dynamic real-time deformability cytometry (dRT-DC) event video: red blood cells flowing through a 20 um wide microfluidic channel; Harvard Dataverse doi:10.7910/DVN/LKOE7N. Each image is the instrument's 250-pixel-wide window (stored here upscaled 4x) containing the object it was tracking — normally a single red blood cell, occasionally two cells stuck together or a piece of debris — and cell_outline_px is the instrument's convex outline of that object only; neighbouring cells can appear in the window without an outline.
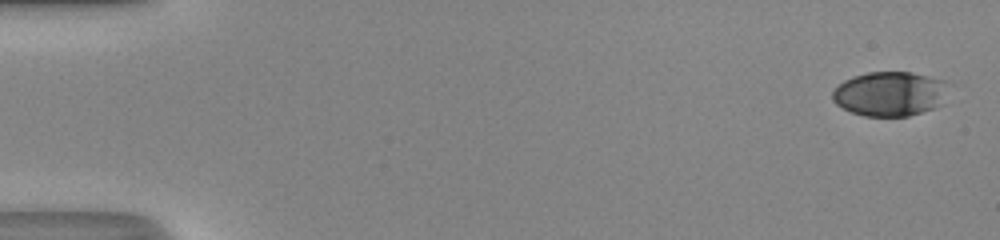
{"species": "human", "species_latin": "Homo sapiens", "temperature_condition": "room temperature", "stored_images_in_passage": 50, "camera_frame_rate_fps": 3000, "um_per_image_px": 0.085, "donor": {"sex": "male"}, "frame": {"image": 1, "passage_image": 1, "time_ms": 0.0, "image_size_px": [1000, 240], "cell_outline_px": [[944, 80], [940, 104], [936, 108], [908, 116], [864, 116], [852, 112], [836, 104], [832, 100], [832, 92], [844, 80], [852, 76], [868, 72], [912, 72]], "centroid_in_image_um": [75.56, 7.97], "position_along_channel_um": 9.4, "area_um2": 29.59}}
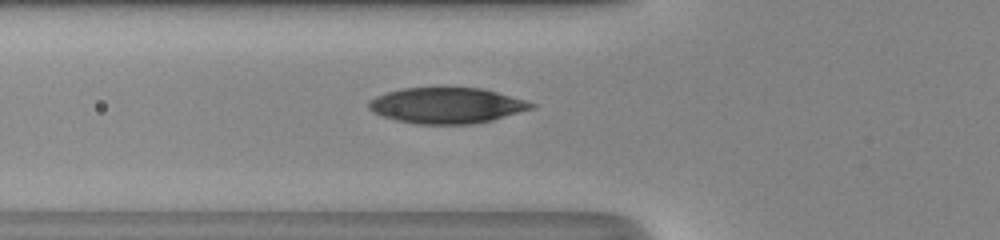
{"frame": {"image": 2, "passage_image": 19, "time_ms": 6.0, "image_size_px": [1000, 240], "cell_outline_px": [[536, 108], [492, 120], [472, 124], [416, 124], [396, 120], [372, 112], [368, 108], [368, 100], [376, 96], [400, 88], [480, 88], [496, 92], [524, 100], [536, 104]], "centroid_in_image_um": [37.96, 8.97], "position_along_channel_um": 87.8, "area_um2": 33.81}}
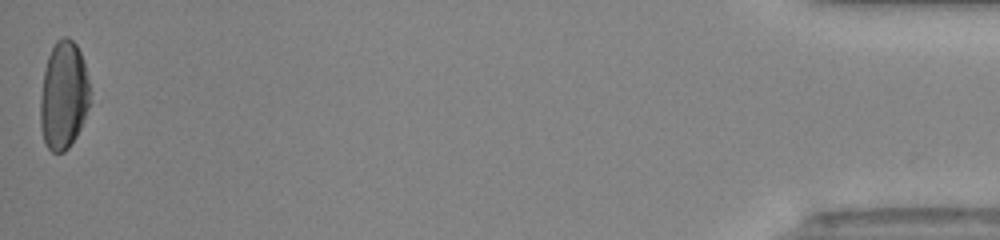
{"frame": {"image": 3, "passage_image": 50, "time_ms": 16.333, "image_size_px": [1000, 240], "cell_outline_px": [[92, 92], [88, 108], [80, 128], [76, 136], [68, 148], [64, 152], [52, 152], [48, 148], [44, 140], [40, 124], [40, 96], [44, 72], [48, 56], [56, 40], [64, 36], [68, 36], [76, 44], [80, 52], [84, 64]], "centroid_in_image_um": [5.41, 8.1], "position_along_channel_um": 429.8, "area_um2": 31.39}, "authors_computed_cell_mechanics": {"area_um2": 33.235, "velocity_mm_per_s": 4.2219, "shape_relaxation_time_tau1_ms": 6.1679, "shape_relaxation_time_tau2_ms": 1.1153, "deformation_change_tau1": 0.2314, "deformation_change_tau2": 0.0621}}